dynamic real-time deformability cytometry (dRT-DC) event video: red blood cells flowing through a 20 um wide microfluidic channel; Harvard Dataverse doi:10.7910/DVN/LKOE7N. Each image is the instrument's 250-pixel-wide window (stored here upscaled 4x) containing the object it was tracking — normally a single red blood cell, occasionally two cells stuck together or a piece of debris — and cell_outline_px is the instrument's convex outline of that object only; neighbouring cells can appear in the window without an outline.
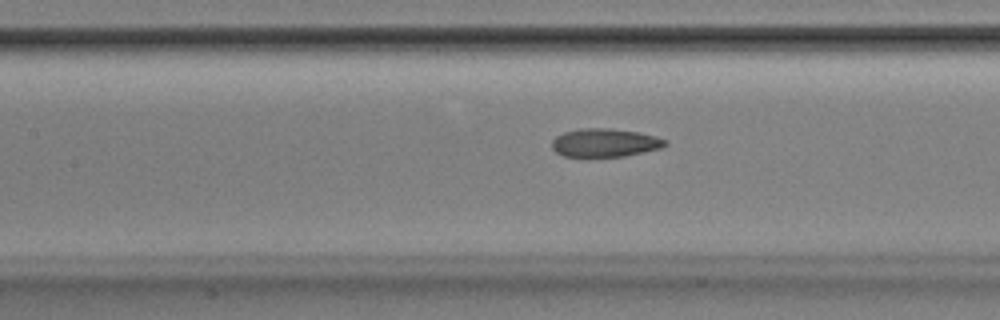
{"species": "Egyptian fruit bat (a non-hibernating species)", "species_latin": "Rousettus aegyptiacus", "temperature_condition": "room temperature", "stored_images_in_passage": 52, "camera_frame_rate_fps": 3000, "um_per_image_px": 0.085, "animal": {"sex": "male"}, "frame": {"image": 1, "passage_image": 24, "time_ms": 7.667, "image_size_px": [1000, 320], "cell_outline_px": [[668, 144], [660, 148], [644, 152], [624, 156], [564, 156], [556, 152], [552, 148], [552, 140], [556, 136], [564, 132], [580, 128], [608, 128], [640, 132], [656, 136], [668, 140]], "centroid_in_image_um": [51.43, 12.12], "position_along_channel_um": 156.0, "area_um2": 18.73}}
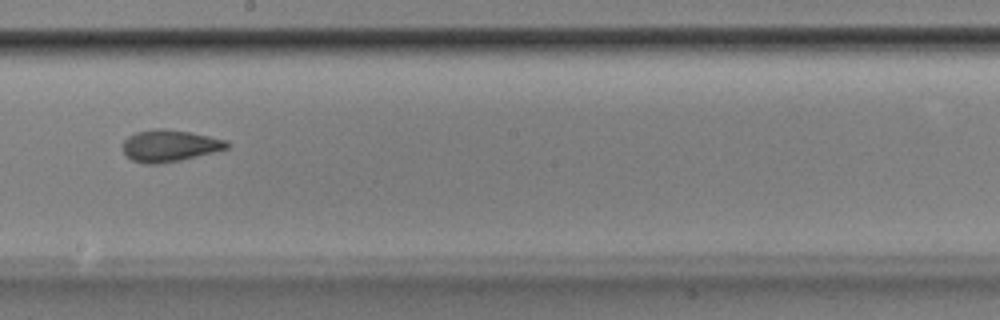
{"frame": {"image": 2, "passage_image": 30, "time_ms": 9.667, "image_size_px": [1000, 320], "cell_outline_px": [[228, 148], [180, 160], [156, 164], [144, 164], [132, 160], [124, 152], [120, 144], [128, 136], [136, 132], [156, 128], [164, 128], [188, 132], [228, 140]], "centroid_in_image_um": [14.36, 12.38], "position_along_channel_um": 233.8, "area_um2": 19.19}}
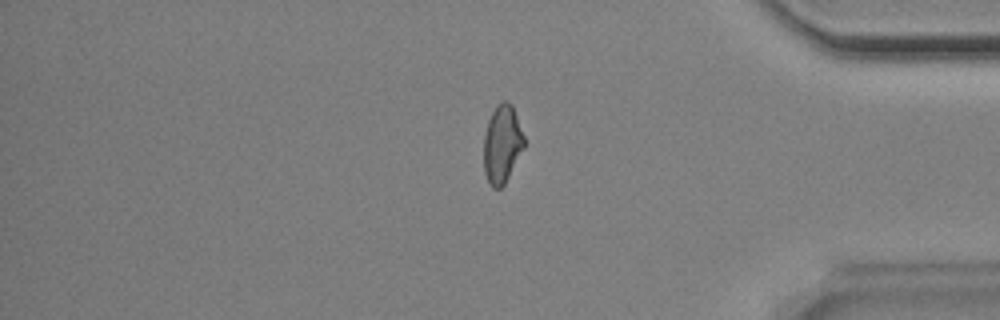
{"frame": {"image": 3, "passage_image": 44, "time_ms": 14.333, "image_size_px": [1000, 320], "cell_outline_px": [[524, 148], [504, 184], [500, 188], [492, 188], [484, 172], [484, 136], [488, 120], [496, 104], [504, 100], [508, 100], [512, 104], [524, 136]], "centroid_in_image_um": [42.68, 12.22], "position_along_channel_um": 392.5, "area_um2": 18.32}, "authors_computed_cell_mechanics": {"area_um2": 19.2185, "velocity_mm_per_s": 3.9118, "shape_relaxation_time_tau1_ms": null, "shape_relaxation_time_tau2_ms": 2.5456, "deformation_change_tau1": null, "deformation_change_tau2": 0.095}}